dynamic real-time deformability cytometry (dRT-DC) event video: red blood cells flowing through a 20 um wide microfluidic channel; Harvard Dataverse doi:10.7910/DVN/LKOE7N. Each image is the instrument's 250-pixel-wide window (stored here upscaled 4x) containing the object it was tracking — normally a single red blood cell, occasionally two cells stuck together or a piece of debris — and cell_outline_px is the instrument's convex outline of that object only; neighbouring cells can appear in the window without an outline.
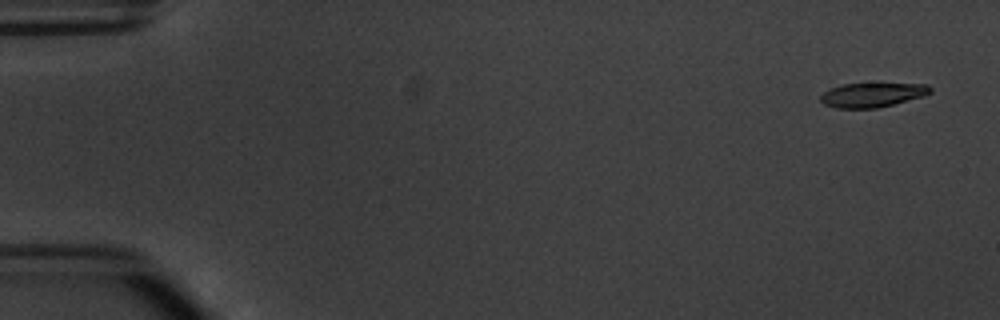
{"species": "common noctule bat (a hibernating species)", "species_latin": "Nyctalus noctula", "temperature_condition": "warm", "stored_images_in_passage": 5, "camera_frame_rate_fps": 3000, "um_per_image_px": 0.085, "animal": {"sex": "male", "body_mass_g": 20.1, "forearm_length_mm": 53.5}, "frame": {"image": 1, "passage_image": 1, "time_ms": 0.0, "image_size_px": [1000, 320], "cell_outline_px": [[932, 92], [924, 96], [876, 108], [836, 108], [824, 104], [820, 100], [820, 96], [824, 92], [832, 88], [844, 84], [880, 80], [928, 84], [932, 88]], "centroid_in_image_um": [74.23, 7.99], "position_along_channel_um": 10.8, "area_um2": 16.53}}